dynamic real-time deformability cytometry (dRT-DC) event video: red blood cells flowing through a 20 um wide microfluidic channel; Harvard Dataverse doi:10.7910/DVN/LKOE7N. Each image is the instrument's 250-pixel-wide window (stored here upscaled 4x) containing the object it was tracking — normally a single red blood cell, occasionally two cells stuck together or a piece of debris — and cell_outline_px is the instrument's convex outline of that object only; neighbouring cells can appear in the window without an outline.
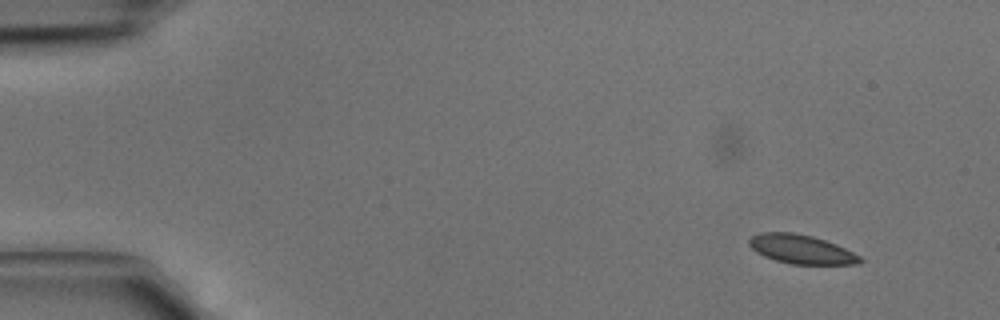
{"species": "common noctule bat (a hibernating species)", "species_latin": "Nyctalus noctula", "temperature_condition": "cold", "stored_images_in_passage": 4, "camera_frame_rate_fps": 3000, "um_per_image_px": 0.085, "animal": {"sex": "male", "body_mass_g": 15.6}, "frame": {"image": 1, "passage_image": 1, "time_ms": 0.0, "image_size_px": [1000, 320], "cell_outline_px": [[864, 260], [860, 264], [792, 264], [776, 260], [764, 256], [756, 252], [748, 244], [748, 240], [752, 236], [760, 232], [792, 232], [812, 236], [836, 244], [860, 256]], "centroid_in_image_um": [68.1, 21.18], "position_along_channel_um": 16.9, "area_um2": 18.67}}